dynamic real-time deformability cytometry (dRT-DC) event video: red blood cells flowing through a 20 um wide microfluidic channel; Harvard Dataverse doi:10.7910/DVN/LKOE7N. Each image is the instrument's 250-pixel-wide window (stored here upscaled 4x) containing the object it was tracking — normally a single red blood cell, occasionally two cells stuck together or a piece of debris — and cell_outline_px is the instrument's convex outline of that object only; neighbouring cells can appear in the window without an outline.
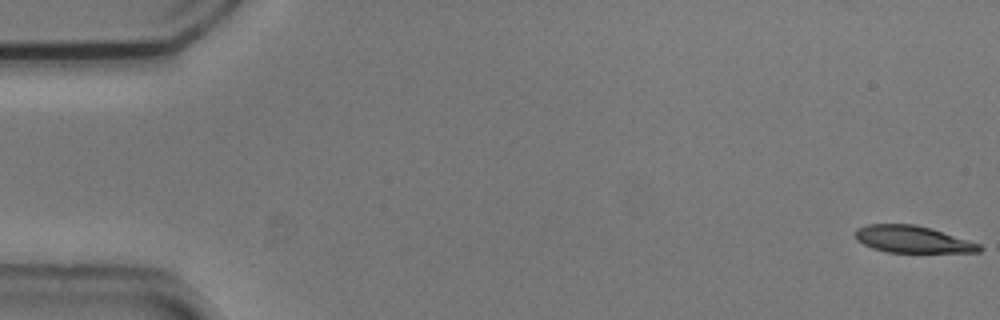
{"species": "common noctule bat (a hibernating species)", "species_latin": "Nyctalus noctula", "temperature_condition": "cold", "stored_images_in_passage": 26, "camera_frame_rate_fps": 3000, "um_per_image_px": 0.085, "animal": {"sex": "male", "body_mass_g": 20.5, "forearm_length_mm": 52.5}, "frame": {"image": 1, "passage_image": 1, "time_ms": 0.0, "image_size_px": [1000, 320], "cell_outline_px": [[984, 248], [980, 252], [888, 252], [872, 248], [856, 240], [856, 228], [868, 224], [916, 224], [968, 240], [980, 244]], "centroid_in_image_um": [77.55, 20.34], "position_along_channel_um": 7.4, "area_um2": 19.31}}
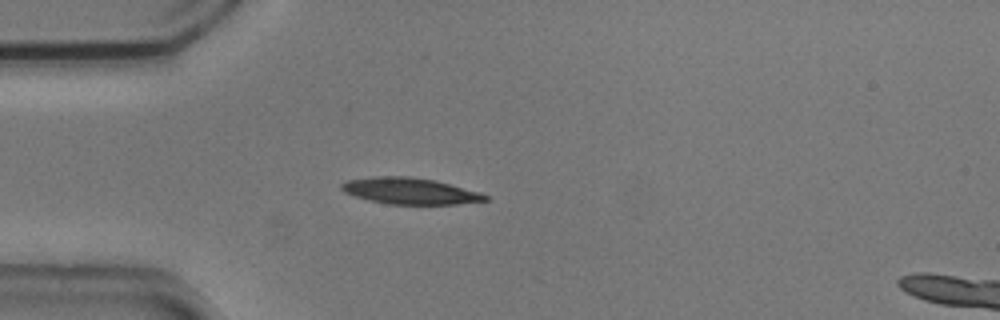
{"frame": {"image": 2, "passage_image": 15, "time_ms": 4.667, "image_size_px": [1000, 320], "cell_outline_px": [[488, 200], [456, 204], [388, 204], [368, 200], [344, 192], [340, 188], [340, 184], [348, 180], [372, 176], [408, 176], [436, 180], [480, 192], [488, 196]], "centroid_in_image_um": [34.83, 16.22], "position_along_channel_um": 50.2, "area_um2": 22.08}}